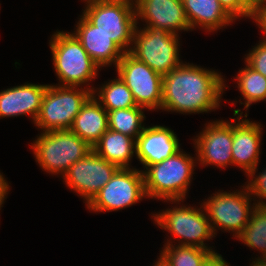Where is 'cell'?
I'll list each match as a JSON object with an SVG mask.
<instances>
[{"label": "cell", "instance_id": "obj_1", "mask_svg": "<svg viewBox=\"0 0 266 266\" xmlns=\"http://www.w3.org/2000/svg\"><path fill=\"white\" fill-rule=\"evenodd\" d=\"M225 79L215 70L182 63L163 76L162 104L164 111L204 113L218 109Z\"/></svg>", "mask_w": 266, "mask_h": 266}, {"label": "cell", "instance_id": "obj_2", "mask_svg": "<svg viewBox=\"0 0 266 266\" xmlns=\"http://www.w3.org/2000/svg\"><path fill=\"white\" fill-rule=\"evenodd\" d=\"M195 161L197 159L180 150L159 163L147 166L142 170L146 196L174 203L185 199Z\"/></svg>", "mask_w": 266, "mask_h": 266}, {"label": "cell", "instance_id": "obj_3", "mask_svg": "<svg viewBox=\"0 0 266 266\" xmlns=\"http://www.w3.org/2000/svg\"><path fill=\"white\" fill-rule=\"evenodd\" d=\"M55 73L60 86H81L94 80L99 66L73 33L58 31L50 40Z\"/></svg>", "mask_w": 266, "mask_h": 266}, {"label": "cell", "instance_id": "obj_4", "mask_svg": "<svg viewBox=\"0 0 266 266\" xmlns=\"http://www.w3.org/2000/svg\"><path fill=\"white\" fill-rule=\"evenodd\" d=\"M34 157L45 171L63 176L92 147L70 129L42 132L31 145Z\"/></svg>", "mask_w": 266, "mask_h": 266}, {"label": "cell", "instance_id": "obj_5", "mask_svg": "<svg viewBox=\"0 0 266 266\" xmlns=\"http://www.w3.org/2000/svg\"><path fill=\"white\" fill-rule=\"evenodd\" d=\"M96 91L91 87L48 85L34 124L42 132L70 129L81 107Z\"/></svg>", "mask_w": 266, "mask_h": 266}, {"label": "cell", "instance_id": "obj_6", "mask_svg": "<svg viewBox=\"0 0 266 266\" xmlns=\"http://www.w3.org/2000/svg\"><path fill=\"white\" fill-rule=\"evenodd\" d=\"M83 15L124 52H130L138 24L134 1H87Z\"/></svg>", "mask_w": 266, "mask_h": 266}, {"label": "cell", "instance_id": "obj_7", "mask_svg": "<svg viewBox=\"0 0 266 266\" xmlns=\"http://www.w3.org/2000/svg\"><path fill=\"white\" fill-rule=\"evenodd\" d=\"M179 36L165 30L136 26L130 54L164 76L183 62L179 59ZM134 45V46H133ZM181 61V62H180Z\"/></svg>", "mask_w": 266, "mask_h": 266}, {"label": "cell", "instance_id": "obj_8", "mask_svg": "<svg viewBox=\"0 0 266 266\" xmlns=\"http://www.w3.org/2000/svg\"><path fill=\"white\" fill-rule=\"evenodd\" d=\"M204 212L202 204L198 209L183 205L163 210V212L153 214L152 217L160 228L171 233L177 240L179 239L178 245L210 249L204 242L212 239L215 235L207 214Z\"/></svg>", "mask_w": 266, "mask_h": 266}, {"label": "cell", "instance_id": "obj_9", "mask_svg": "<svg viewBox=\"0 0 266 266\" xmlns=\"http://www.w3.org/2000/svg\"><path fill=\"white\" fill-rule=\"evenodd\" d=\"M210 197L202 205L214 235L216 228L220 227L218 229L234 232L233 236L236 238L248 224L256 205L254 202L252 207L250 206L252 198L247 186L237 192H216Z\"/></svg>", "mask_w": 266, "mask_h": 266}, {"label": "cell", "instance_id": "obj_10", "mask_svg": "<svg viewBox=\"0 0 266 266\" xmlns=\"http://www.w3.org/2000/svg\"><path fill=\"white\" fill-rule=\"evenodd\" d=\"M145 194L142 170L119 168L106 185L87 204L96 212L118 211L139 202Z\"/></svg>", "mask_w": 266, "mask_h": 266}, {"label": "cell", "instance_id": "obj_11", "mask_svg": "<svg viewBox=\"0 0 266 266\" xmlns=\"http://www.w3.org/2000/svg\"><path fill=\"white\" fill-rule=\"evenodd\" d=\"M116 71L132 92L137 106L145 109H161L163 76L146 63L137 60L129 52L119 60Z\"/></svg>", "mask_w": 266, "mask_h": 266}, {"label": "cell", "instance_id": "obj_12", "mask_svg": "<svg viewBox=\"0 0 266 266\" xmlns=\"http://www.w3.org/2000/svg\"><path fill=\"white\" fill-rule=\"evenodd\" d=\"M119 167L100 157L93 149L63 175L67 187L80 194L86 205L106 185Z\"/></svg>", "mask_w": 266, "mask_h": 266}, {"label": "cell", "instance_id": "obj_13", "mask_svg": "<svg viewBox=\"0 0 266 266\" xmlns=\"http://www.w3.org/2000/svg\"><path fill=\"white\" fill-rule=\"evenodd\" d=\"M233 118L228 121H213L206 125L204 130L197 135L194 144L197 152V161L202 166L216 165L227 168L233 165L232 143H233Z\"/></svg>", "mask_w": 266, "mask_h": 266}, {"label": "cell", "instance_id": "obj_14", "mask_svg": "<svg viewBox=\"0 0 266 266\" xmlns=\"http://www.w3.org/2000/svg\"><path fill=\"white\" fill-rule=\"evenodd\" d=\"M136 21L145 20L146 27L165 30L178 35L189 31L182 0H134Z\"/></svg>", "mask_w": 266, "mask_h": 266}, {"label": "cell", "instance_id": "obj_15", "mask_svg": "<svg viewBox=\"0 0 266 266\" xmlns=\"http://www.w3.org/2000/svg\"><path fill=\"white\" fill-rule=\"evenodd\" d=\"M240 112V113H239ZM240 109L234 110L233 118V143H232V161L233 165L244 170L247 175H255L260 155V142L262 136L261 124L250 122L248 119H242ZM241 120V121H240Z\"/></svg>", "mask_w": 266, "mask_h": 266}, {"label": "cell", "instance_id": "obj_16", "mask_svg": "<svg viewBox=\"0 0 266 266\" xmlns=\"http://www.w3.org/2000/svg\"><path fill=\"white\" fill-rule=\"evenodd\" d=\"M179 139L171 129L155 125L144 127L136 139V158L147 166L159 163L181 150Z\"/></svg>", "mask_w": 266, "mask_h": 266}, {"label": "cell", "instance_id": "obj_17", "mask_svg": "<svg viewBox=\"0 0 266 266\" xmlns=\"http://www.w3.org/2000/svg\"><path fill=\"white\" fill-rule=\"evenodd\" d=\"M80 17L73 34L81 42L82 47L99 68L111 66L112 63L116 67L124 52L111 40V37L98 30V27L83 14Z\"/></svg>", "mask_w": 266, "mask_h": 266}, {"label": "cell", "instance_id": "obj_18", "mask_svg": "<svg viewBox=\"0 0 266 266\" xmlns=\"http://www.w3.org/2000/svg\"><path fill=\"white\" fill-rule=\"evenodd\" d=\"M48 85L25 83L0 92V117L30 115L35 122Z\"/></svg>", "mask_w": 266, "mask_h": 266}, {"label": "cell", "instance_id": "obj_19", "mask_svg": "<svg viewBox=\"0 0 266 266\" xmlns=\"http://www.w3.org/2000/svg\"><path fill=\"white\" fill-rule=\"evenodd\" d=\"M108 129V112L93 95L81 107L70 128L91 147Z\"/></svg>", "mask_w": 266, "mask_h": 266}, {"label": "cell", "instance_id": "obj_20", "mask_svg": "<svg viewBox=\"0 0 266 266\" xmlns=\"http://www.w3.org/2000/svg\"><path fill=\"white\" fill-rule=\"evenodd\" d=\"M182 4L191 30L200 26L206 31H217L234 21L218 0H182Z\"/></svg>", "mask_w": 266, "mask_h": 266}, {"label": "cell", "instance_id": "obj_21", "mask_svg": "<svg viewBox=\"0 0 266 266\" xmlns=\"http://www.w3.org/2000/svg\"><path fill=\"white\" fill-rule=\"evenodd\" d=\"M92 149L119 168H130L129 162L136 154V139L108 129Z\"/></svg>", "mask_w": 266, "mask_h": 266}, {"label": "cell", "instance_id": "obj_22", "mask_svg": "<svg viewBox=\"0 0 266 266\" xmlns=\"http://www.w3.org/2000/svg\"><path fill=\"white\" fill-rule=\"evenodd\" d=\"M160 256L169 266H203L215 250L171 244L167 239Z\"/></svg>", "mask_w": 266, "mask_h": 266}, {"label": "cell", "instance_id": "obj_23", "mask_svg": "<svg viewBox=\"0 0 266 266\" xmlns=\"http://www.w3.org/2000/svg\"><path fill=\"white\" fill-rule=\"evenodd\" d=\"M97 95L98 98H96ZM97 95L93 93L95 99H97V101L103 108L107 110V112L116 109H126L137 106L132 92L126 86L125 82L120 76L99 88Z\"/></svg>", "mask_w": 266, "mask_h": 266}, {"label": "cell", "instance_id": "obj_24", "mask_svg": "<svg viewBox=\"0 0 266 266\" xmlns=\"http://www.w3.org/2000/svg\"><path fill=\"white\" fill-rule=\"evenodd\" d=\"M144 109L141 106H135L108 111L109 129L137 139L144 128V125H142L146 118L143 112Z\"/></svg>", "mask_w": 266, "mask_h": 266}, {"label": "cell", "instance_id": "obj_25", "mask_svg": "<svg viewBox=\"0 0 266 266\" xmlns=\"http://www.w3.org/2000/svg\"><path fill=\"white\" fill-rule=\"evenodd\" d=\"M250 248L266 255V205H255L248 224L236 237Z\"/></svg>", "mask_w": 266, "mask_h": 266}, {"label": "cell", "instance_id": "obj_26", "mask_svg": "<svg viewBox=\"0 0 266 266\" xmlns=\"http://www.w3.org/2000/svg\"><path fill=\"white\" fill-rule=\"evenodd\" d=\"M238 89L245 99V108L252 103L265 101L266 98V77L246 64V67L239 70L236 78Z\"/></svg>", "mask_w": 266, "mask_h": 266}, {"label": "cell", "instance_id": "obj_27", "mask_svg": "<svg viewBox=\"0 0 266 266\" xmlns=\"http://www.w3.org/2000/svg\"><path fill=\"white\" fill-rule=\"evenodd\" d=\"M249 51L245 58V64L266 77V38Z\"/></svg>", "mask_w": 266, "mask_h": 266}, {"label": "cell", "instance_id": "obj_28", "mask_svg": "<svg viewBox=\"0 0 266 266\" xmlns=\"http://www.w3.org/2000/svg\"><path fill=\"white\" fill-rule=\"evenodd\" d=\"M220 6L226 11V13L236 20L239 17H250L253 20L257 19V15L244 3L243 0H218Z\"/></svg>", "mask_w": 266, "mask_h": 266}, {"label": "cell", "instance_id": "obj_29", "mask_svg": "<svg viewBox=\"0 0 266 266\" xmlns=\"http://www.w3.org/2000/svg\"><path fill=\"white\" fill-rule=\"evenodd\" d=\"M262 173H259L256 177L254 175H248L251 177L249 183H247V188L249 190L250 196L257 197L256 205H266L265 201H262L263 198L266 200V169L262 170ZM254 178V179H253Z\"/></svg>", "mask_w": 266, "mask_h": 266}, {"label": "cell", "instance_id": "obj_30", "mask_svg": "<svg viewBox=\"0 0 266 266\" xmlns=\"http://www.w3.org/2000/svg\"><path fill=\"white\" fill-rule=\"evenodd\" d=\"M244 3L258 16L266 12V0H243Z\"/></svg>", "mask_w": 266, "mask_h": 266}, {"label": "cell", "instance_id": "obj_31", "mask_svg": "<svg viewBox=\"0 0 266 266\" xmlns=\"http://www.w3.org/2000/svg\"><path fill=\"white\" fill-rule=\"evenodd\" d=\"M203 266H229V264L223 259L222 255L215 252L207 259Z\"/></svg>", "mask_w": 266, "mask_h": 266}, {"label": "cell", "instance_id": "obj_32", "mask_svg": "<svg viewBox=\"0 0 266 266\" xmlns=\"http://www.w3.org/2000/svg\"><path fill=\"white\" fill-rule=\"evenodd\" d=\"M9 184L4 178V176L0 173V208L6 199V195L8 194ZM1 210V209H0Z\"/></svg>", "mask_w": 266, "mask_h": 266}, {"label": "cell", "instance_id": "obj_33", "mask_svg": "<svg viewBox=\"0 0 266 266\" xmlns=\"http://www.w3.org/2000/svg\"><path fill=\"white\" fill-rule=\"evenodd\" d=\"M256 23L261 28V31H263V34H265L266 37V12L260 13L257 16Z\"/></svg>", "mask_w": 266, "mask_h": 266}, {"label": "cell", "instance_id": "obj_34", "mask_svg": "<svg viewBox=\"0 0 266 266\" xmlns=\"http://www.w3.org/2000/svg\"><path fill=\"white\" fill-rule=\"evenodd\" d=\"M153 266H169L166 261H164L161 257L158 258V261H156V263H154Z\"/></svg>", "mask_w": 266, "mask_h": 266}, {"label": "cell", "instance_id": "obj_35", "mask_svg": "<svg viewBox=\"0 0 266 266\" xmlns=\"http://www.w3.org/2000/svg\"><path fill=\"white\" fill-rule=\"evenodd\" d=\"M251 266H266L262 261H260L259 259H255V261L252 262V264H250Z\"/></svg>", "mask_w": 266, "mask_h": 266}, {"label": "cell", "instance_id": "obj_36", "mask_svg": "<svg viewBox=\"0 0 266 266\" xmlns=\"http://www.w3.org/2000/svg\"><path fill=\"white\" fill-rule=\"evenodd\" d=\"M86 1H134V0H84Z\"/></svg>", "mask_w": 266, "mask_h": 266}, {"label": "cell", "instance_id": "obj_37", "mask_svg": "<svg viewBox=\"0 0 266 266\" xmlns=\"http://www.w3.org/2000/svg\"><path fill=\"white\" fill-rule=\"evenodd\" d=\"M256 259H259L260 261H262L266 265V255L261 257V258L258 257Z\"/></svg>", "mask_w": 266, "mask_h": 266}]
</instances>
